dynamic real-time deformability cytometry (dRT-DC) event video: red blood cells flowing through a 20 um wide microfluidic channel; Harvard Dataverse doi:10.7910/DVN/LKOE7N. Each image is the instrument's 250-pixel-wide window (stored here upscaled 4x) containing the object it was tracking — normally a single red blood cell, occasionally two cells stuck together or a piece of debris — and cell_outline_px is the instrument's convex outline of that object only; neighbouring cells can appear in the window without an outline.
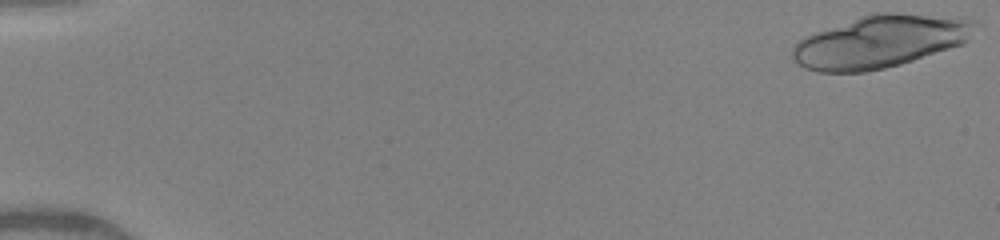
{"species": "human", "species_latin": "Homo sapiens", "temperature_condition": "warm", "stored_images_in_passage": 14, "camera_frame_rate_fps": 3000, "um_per_image_px": 0.085, "donor": {"sex": "female"}, "frame": {"image": 1, "passage_image": 1, "time_ms": 0.0, "image_size_px": [1000, 240], "cell_outline_px": [[980, 24], [968, 40], [964, 44], [900, 64], [884, 68], [864, 72], [820, 72], [804, 68], [792, 56], [792, 48], [804, 36], [812, 32], [872, 12], [892, 12], [964, 16], [976, 20]], "centroid_in_image_um": [74.89, 3.49], "position_along_channel_um": 10.1, "area_um2": 56.7}}
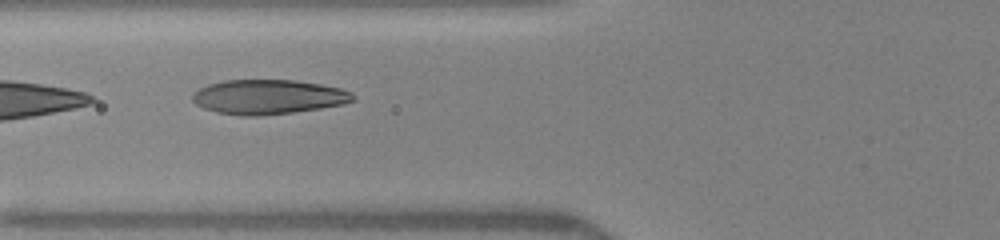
{"frame": {"image": 2, "passage_image": 9, "time_ms": 6.333, "image_size_px": [1000, 240], "cell_outline_px": [[356, 100], [344, 104], [320, 108], [292, 112], [260, 116], [240, 116], [216, 112], [204, 108], [196, 104], [192, 100], [192, 92], [208, 84], [224, 80], [296, 80], [320, 84], [340, 88], [352, 92], [356, 96]], "centroid_in_image_um": [22.8, 8.24], "position_along_channel_um": 103.0, "area_um2": 32.54}}
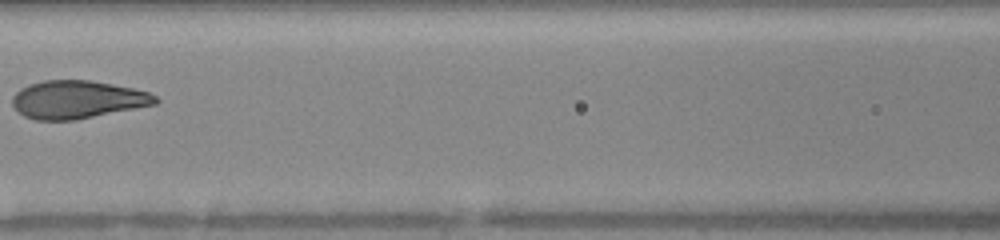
{"frame": {"image": 3, "passage_image": 11, "time_ms": 7.667, "image_size_px": [1000, 240], "cell_outline_px": [[160, 100], [156, 104], [76, 120], [36, 120], [24, 116], [12, 104], [12, 96], [20, 88], [28, 84], [44, 80], [88, 80], [112, 84], [132, 88], [148, 92], [156, 96]], "centroid_in_image_um": [6.56, 8.46], "position_along_channel_um": 160.0, "area_um2": 31.62}}